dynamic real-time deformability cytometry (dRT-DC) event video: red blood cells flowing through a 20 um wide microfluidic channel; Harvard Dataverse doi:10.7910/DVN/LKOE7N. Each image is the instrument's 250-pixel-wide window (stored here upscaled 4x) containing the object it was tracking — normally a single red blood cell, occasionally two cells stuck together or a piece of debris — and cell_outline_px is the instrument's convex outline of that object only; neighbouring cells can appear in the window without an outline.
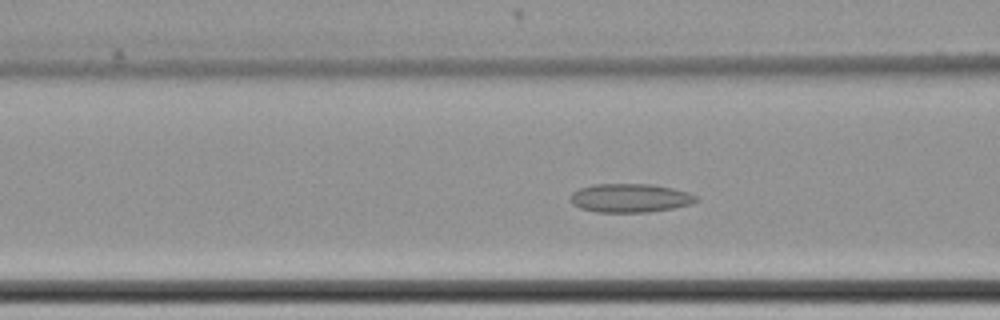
{"species": "common noctule bat (a hibernating species)", "species_latin": "Nyctalus noctula", "temperature_condition": "cold", "stored_images_in_passage": 62, "camera_frame_rate_fps": 3000, "um_per_image_px": 0.085, "animal": {"sex": "female", "body_mass_g": 22.7, "forearm_length_mm": 54.2}, "frame": {"image": 1, "passage_image": 25, "time_ms": 8.0, "image_size_px": [1000, 320], "cell_outline_px": [[700, 200], [692, 204], [672, 208], [648, 212], [596, 212], [580, 208], [572, 204], [568, 200], [572, 192], [580, 188], [592, 184], [652, 184], [672, 188], [688, 192], [696, 196]], "centroid_in_image_um": [53.53, 16.83], "position_along_channel_um": 113.1, "area_um2": 21.21}}
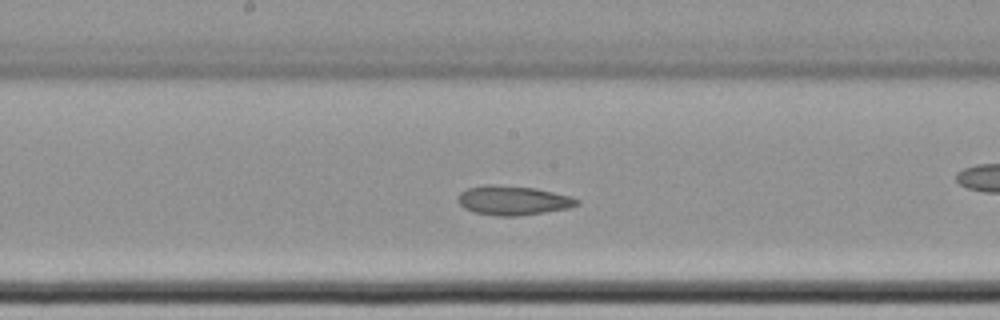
{"frame": {"image": 2, "passage_image": 33, "time_ms": 10.667, "image_size_px": [1000, 320], "cell_outline_px": [[580, 204], [568, 208], [544, 212], [516, 216], [496, 216], [476, 212], [464, 208], [456, 200], [460, 192], [468, 188], [488, 184], [492, 184], [536, 188], [572, 196], [580, 200]], "centroid_in_image_um": [43.62, 17.03], "position_along_channel_um": 204.6, "area_um2": 20.35}}
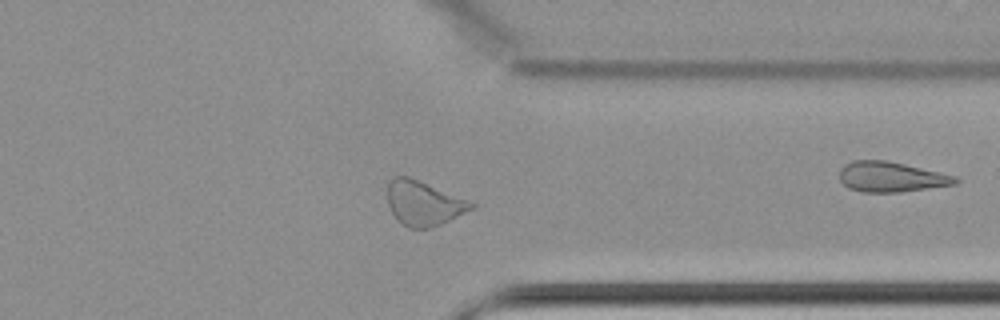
{"frame": {"image": 3, "passage_image": 48, "time_ms": 15.667, "image_size_px": [1000, 320], "cell_outline_px": [[476, 208], [432, 228], [408, 228], [392, 212], [388, 204], [388, 180], [392, 176], [408, 176], [468, 200], [476, 204]], "centroid_in_image_um": [36.02, 17.27], "position_along_channel_um": 375.4, "area_um2": 21.62}, "authors_computed_cell_mechanics": {"area_um2": 22.9177, "velocity_mm_per_s": 3.4352, "shape_relaxation_time_tau1_ms": null, "shape_relaxation_time_tau2_ms": 4.8625, "deformation_change_tau1": null, "deformation_change_tau2": 0.0995}}